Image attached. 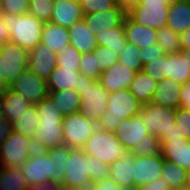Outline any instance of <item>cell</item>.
<instances>
[{"mask_svg": "<svg viewBox=\"0 0 190 190\" xmlns=\"http://www.w3.org/2000/svg\"><path fill=\"white\" fill-rule=\"evenodd\" d=\"M107 101V110L97 121V127L100 130L110 132H114L123 119L137 116L142 106L130 92V89L110 93Z\"/></svg>", "mask_w": 190, "mask_h": 190, "instance_id": "cell-1", "label": "cell"}, {"mask_svg": "<svg viewBox=\"0 0 190 190\" xmlns=\"http://www.w3.org/2000/svg\"><path fill=\"white\" fill-rule=\"evenodd\" d=\"M1 19L9 33V42L30 52L40 41L44 22L30 14H2Z\"/></svg>", "mask_w": 190, "mask_h": 190, "instance_id": "cell-2", "label": "cell"}, {"mask_svg": "<svg viewBox=\"0 0 190 190\" xmlns=\"http://www.w3.org/2000/svg\"><path fill=\"white\" fill-rule=\"evenodd\" d=\"M86 155L98 158L108 165L123 157L128 151L117 140L114 132L96 129L82 149Z\"/></svg>", "mask_w": 190, "mask_h": 190, "instance_id": "cell-3", "label": "cell"}, {"mask_svg": "<svg viewBox=\"0 0 190 190\" xmlns=\"http://www.w3.org/2000/svg\"><path fill=\"white\" fill-rule=\"evenodd\" d=\"M138 115L144 122L147 131L160 139V141L176 127V109L174 108L150 102L141 106Z\"/></svg>", "mask_w": 190, "mask_h": 190, "instance_id": "cell-4", "label": "cell"}, {"mask_svg": "<svg viewBox=\"0 0 190 190\" xmlns=\"http://www.w3.org/2000/svg\"><path fill=\"white\" fill-rule=\"evenodd\" d=\"M21 171L29 186L62 179L55 172L54 158L47 151L39 149L22 165Z\"/></svg>", "mask_w": 190, "mask_h": 190, "instance_id": "cell-5", "label": "cell"}, {"mask_svg": "<svg viewBox=\"0 0 190 190\" xmlns=\"http://www.w3.org/2000/svg\"><path fill=\"white\" fill-rule=\"evenodd\" d=\"M79 93L81 94L79 113L97 122L107 110L110 92L103 88L98 80L86 79Z\"/></svg>", "mask_w": 190, "mask_h": 190, "instance_id": "cell-6", "label": "cell"}, {"mask_svg": "<svg viewBox=\"0 0 190 190\" xmlns=\"http://www.w3.org/2000/svg\"><path fill=\"white\" fill-rule=\"evenodd\" d=\"M35 150L32 139L12 131L0 146V167L21 168Z\"/></svg>", "mask_w": 190, "mask_h": 190, "instance_id": "cell-7", "label": "cell"}, {"mask_svg": "<svg viewBox=\"0 0 190 190\" xmlns=\"http://www.w3.org/2000/svg\"><path fill=\"white\" fill-rule=\"evenodd\" d=\"M64 145L72 149H83L87 139L98 128L97 122L74 112L65 116L62 122Z\"/></svg>", "mask_w": 190, "mask_h": 190, "instance_id": "cell-8", "label": "cell"}, {"mask_svg": "<svg viewBox=\"0 0 190 190\" xmlns=\"http://www.w3.org/2000/svg\"><path fill=\"white\" fill-rule=\"evenodd\" d=\"M67 162L66 172L61 179L62 185L75 189L89 188L90 156L82 149H71Z\"/></svg>", "mask_w": 190, "mask_h": 190, "instance_id": "cell-9", "label": "cell"}, {"mask_svg": "<svg viewBox=\"0 0 190 190\" xmlns=\"http://www.w3.org/2000/svg\"><path fill=\"white\" fill-rule=\"evenodd\" d=\"M160 142L163 159L185 170L190 168V140L184 138L182 130L174 127Z\"/></svg>", "mask_w": 190, "mask_h": 190, "instance_id": "cell-10", "label": "cell"}, {"mask_svg": "<svg viewBox=\"0 0 190 190\" xmlns=\"http://www.w3.org/2000/svg\"><path fill=\"white\" fill-rule=\"evenodd\" d=\"M3 79L10 86L28 68L29 52L12 42L0 46Z\"/></svg>", "mask_w": 190, "mask_h": 190, "instance_id": "cell-11", "label": "cell"}, {"mask_svg": "<svg viewBox=\"0 0 190 190\" xmlns=\"http://www.w3.org/2000/svg\"><path fill=\"white\" fill-rule=\"evenodd\" d=\"M169 6L135 3L127 9V15L138 24L159 30L167 24Z\"/></svg>", "mask_w": 190, "mask_h": 190, "instance_id": "cell-12", "label": "cell"}, {"mask_svg": "<svg viewBox=\"0 0 190 190\" xmlns=\"http://www.w3.org/2000/svg\"><path fill=\"white\" fill-rule=\"evenodd\" d=\"M9 89L23 96L32 105L38 104L49 95L47 81L28 68L9 86Z\"/></svg>", "mask_w": 190, "mask_h": 190, "instance_id": "cell-13", "label": "cell"}, {"mask_svg": "<svg viewBox=\"0 0 190 190\" xmlns=\"http://www.w3.org/2000/svg\"><path fill=\"white\" fill-rule=\"evenodd\" d=\"M63 120H40L32 144L36 149L47 151L64 146Z\"/></svg>", "mask_w": 190, "mask_h": 190, "instance_id": "cell-14", "label": "cell"}, {"mask_svg": "<svg viewBox=\"0 0 190 190\" xmlns=\"http://www.w3.org/2000/svg\"><path fill=\"white\" fill-rule=\"evenodd\" d=\"M56 53L43 42H39L28 56V69L47 80L57 66Z\"/></svg>", "mask_w": 190, "mask_h": 190, "instance_id": "cell-15", "label": "cell"}, {"mask_svg": "<svg viewBox=\"0 0 190 190\" xmlns=\"http://www.w3.org/2000/svg\"><path fill=\"white\" fill-rule=\"evenodd\" d=\"M114 134L117 140L129 152L138 142L141 143L145 140V136L150 133L144 126L141 117L137 115L128 119H123L114 131Z\"/></svg>", "mask_w": 190, "mask_h": 190, "instance_id": "cell-16", "label": "cell"}, {"mask_svg": "<svg viewBox=\"0 0 190 190\" xmlns=\"http://www.w3.org/2000/svg\"><path fill=\"white\" fill-rule=\"evenodd\" d=\"M163 162L161 154L158 156H134V188L157 180L161 176Z\"/></svg>", "mask_w": 190, "mask_h": 190, "instance_id": "cell-17", "label": "cell"}, {"mask_svg": "<svg viewBox=\"0 0 190 190\" xmlns=\"http://www.w3.org/2000/svg\"><path fill=\"white\" fill-rule=\"evenodd\" d=\"M164 78L178 82L180 85L190 81V59L186 51L164 55Z\"/></svg>", "mask_w": 190, "mask_h": 190, "instance_id": "cell-18", "label": "cell"}, {"mask_svg": "<svg viewBox=\"0 0 190 190\" xmlns=\"http://www.w3.org/2000/svg\"><path fill=\"white\" fill-rule=\"evenodd\" d=\"M86 79L80 74L79 69H68L56 66L47 81L48 92L59 90L80 91Z\"/></svg>", "mask_w": 190, "mask_h": 190, "instance_id": "cell-19", "label": "cell"}, {"mask_svg": "<svg viewBox=\"0 0 190 190\" xmlns=\"http://www.w3.org/2000/svg\"><path fill=\"white\" fill-rule=\"evenodd\" d=\"M136 73L116 62L111 68H107L101 73L98 81L103 88L114 93L118 90L129 89Z\"/></svg>", "mask_w": 190, "mask_h": 190, "instance_id": "cell-20", "label": "cell"}, {"mask_svg": "<svg viewBox=\"0 0 190 190\" xmlns=\"http://www.w3.org/2000/svg\"><path fill=\"white\" fill-rule=\"evenodd\" d=\"M126 15L127 9L117 5L115 8L107 11L84 15L83 20L87 27L94 30V32L105 31L123 25Z\"/></svg>", "mask_w": 190, "mask_h": 190, "instance_id": "cell-21", "label": "cell"}, {"mask_svg": "<svg viewBox=\"0 0 190 190\" xmlns=\"http://www.w3.org/2000/svg\"><path fill=\"white\" fill-rule=\"evenodd\" d=\"M83 17L80 2L76 0H54L50 23L69 29Z\"/></svg>", "mask_w": 190, "mask_h": 190, "instance_id": "cell-22", "label": "cell"}, {"mask_svg": "<svg viewBox=\"0 0 190 190\" xmlns=\"http://www.w3.org/2000/svg\"><path fill=\"white\" fill-rule=\"evenodd\" d=\"M123 27L128 43L140 49L157 44V30L134 22L128 15L124 19Z\"/></svg>", "mask_w": 190, "mask_h": 190, "instance_id": "cell-23", "label": "cell"}, {"mask_svg": "<svg viewBox=\"0 0 190 190\" xmlns=\"http://www.w3.org/2000/svg\"><path fill=\"white\" fill-rule=\"evenodd\" d=\"M70 45L80 53H90L98 46L94 30L88 28L85 21L81 19L75 22L69 29Z\"/></svg>", "mask_w": 190, "mask_h": 190, "instance_id": "cell-24", "label": "cell"}, {"mask_svg": "<svg viewBox=\"0 0 190 190\" xmlns=\"http://www.w3.org/2000/svg\"><path fill=\"white\" fill-rule=\"evenodd\" d=\"M181 85L171 79L164 78L158 82L152 97V103L177 109L180 106Z\"/></svg>", "mask_w": 190, "mask_h": 190, "instance_id": "cell-25", "label": "cell"}, {"mask_svg": "<svg viewBox=\"0 0 190 190\" xmlns=\"http://www.w3.org/2000/svg\"><path fill=\"white\" fill-rule=\"evenodd\" d=\"M134 155L127 152L123 157L117 159L110 165V178L119 186L128 190H134Z\"/></svg>", "mask_w": 190, "mask_h": 190, "instance_id": "cell-26", "label": "cell"}, {"mask_svg": "<svg viewBox=\"0 0 190 190\" xmlns=\"http://www.w3.org/2000/svg\"><path fill=\"white\" fill-rule=\"evenodd\" d=\"M166 26L179 35L184 33L190 26V2L173 0L169 6Z\"/></svg>", "mask_w": 190, "mask_h": 190, "instance_id": "cell-27", "label": "cell"}, {"mask_svg": "<svg viewBox=\"0 0 190 190\" xmlns=\"http://www.w3.org/2000/svg\"><path fill=\"white\" fill-rule=\"evenodd\" d=\"M41 42L45 43L56 54L63 51L70 44L69 30L53 23H44Z\"/></svg>", "mask_w": 190, "mask_h": 190, "instance_id": "cell-28", "label": "cell"}, {"mask_svg": "<svg viewBox=\"0 0 190 190\" xmlns=\"http://www.w3.org/2000/svg\"><path fill=\"white\" fill-rule=\"evenodd\" d=\"M158 82L149 77L143 71L137 72L130 85V92L135 96L136 100L141 104L152 102V97Z\"/></svg>", "mask_w": 190, "mask_h": 190, "instance_id": "cell-29", "label": "cell"}, {"mask_svg": "<svg viewBox=\"0 0 190 190\" xmlns=\"http://www.w3.org/2000/svg\"><path fill=\"white\" fill-rule=\"evenodd\" d=\"M32 104L28 102L23 96L8 89L2 97V109L4 111V118L10 122L17 121L25 110Z\"/></svg>", "mask_w": 190, "mask_h": 190, "instance_id": "cell-30", "label": "cell"}, {"mask_svg": "<svg viewBox=\"0 0 190 190\" xmlns=\"http://www.w3.org/2000/svg\"><path fill=\"white\" fill-rule=\"evenodd\" d=\"M97 44L106 46L116 53L124 50L127 43L123 25L105 31H95Z\"/></svg>", "mask_w": 190, "mask_h": 190, "instance_id": "cell-31", "label": "cell"}, {"mask_svg": "<svg viewBox=\"0 0 190 190\" xmlns=\"http://www.w3.org/2000/svg\"><path fill=\"white\" fill-rule=\"evenodd\" d=\"M49 96L55 102L56 107L64 116L79 112L81 105V94L76 90H59L49 92Z\"/></svg>", "mask_w": 190, "mask_h": 190, "instance_id": "cell-32", "label": "cell"}, {"mask_svg": "<svg viewBox=\"0 0 190 190\" xmlns=\"http://www.w3.org/2000/svg\"><path fill=\"white\" fill-rule=\"evenodd\" d=\"M40 125V116L36 109V105H31L25 110L20 118L12 123L13 131L32 139L38 126Z\"/></svg>", "mask_w": 190, "mask_h": 190, "instance_id": "cell-33", "label": "cell"}, {"mask_svg": "<svg viewBox=\"0 0 190 190\" xmlns=\"http://www.w3.org/2000/svg\"><path fill=\"white\" fill-rule=\"evenodd\" d=\"M21 168L0 167V190H28Z\"/></svg>", "mask_w": 190, "mask_h": 190, "instance_id": "cell-34", "label": "cell"}, {"mask_svg": "<svg viewBox=\"0 0 190 190\" xmlns=\"http://www.w3.org/2000/svg\"><path fill=\"white\" fill-rule=\"evenodd\" d=\"M157 44L166 54L178 53L182 50L181 36L165 26L157 30Z\"/></svg>", "mask_w": 190, "mask_h": 190, "instance_id": "cell-35", "label": "cell"}, {"mask_svg": "<svg viewBox=\"0 0 190 190\" xmlns=\"http://www.w3.org/2000/svg\"><path fill=\"white\" fill-rule=\"evenodd\" d=\"M187 170L179 165L164 159L161 176L170 184L171 189L184 186L186 181Z\"/></svg>", "mask_w": 190, "mask_h": 190, "instance_id": "cell-36", "label": "cell"}, {"mask_svg": "<svg viewBox=\"0 0 190 190\" xmlns=\"http://www.w3.org/2000/svg\"><path fill=\"white\" fill-rule=\"evenodd\" d=\"M140 56V48L127 42L124 50L119 53L118 62L132 71L140 72L143 68Z\"/></svg>", "mask_w": 190, "mask_h": 190, "instance_id": "cell-37", "label": "cell"}, {"mask_svg": "<svg viewBox=\"0 0 190 190\" xmlns=\"http://www.w3.org/2000/svg\"><path fill=\"white\" fill-rule=\"evenodd\" d=\"M129 153L134 156H158L161 154L160 139L152 134H148L145 136V140L133 146Z\"/></svg>", "mask_w": 190, "mask_h": 190, "instance_id": "cell-38", "label": "cell"}, {"mask_svg": "<svg viewBox=\"0 0 190 190\" xmlns=\"http://www.w3.org/2000/svg\"><path fill=\"white\" fill-rule=\"evenodd\" d=\"M79 72L85 79L98 80L102 72L98 68L97 55L93 52L83 53L79 63Z\"/></svg>", "mask_w": 190, "mask_h": 190, "instance_id": "cell-39", "label": "cell"}, {"mask_svg": "<svg viewBox=\"0 0 190 190\" xmlns=\"http://www.w3.org/2000/svg\"><path fill=\"white\" fill-rule=\"evenodd\" d=\"M54 0H30L28 14L44 23L50 22Z\"/></svg>", "mask_w": 190, "mask_h": 190, "instance_id": "cell-40", "label": "cell"}, {"mask_svg": "<svg viewBox=\"0 0 190 190\" xmlns=\"http://www.w3.org/2000/svg\"><path fill=\"white\" fill-rule=\"evenodd\" d=\"M81 57L82 53L69 44L64 47L62 52L57 53V66H63L68 69H79Z\"/></svg>", "mask_w": 190, "mask_h": 190, "instance_id": "cell-41", "label": "cell"}, {"mask_svg": "<svg viewBox=\"0 0 190 190\" xmlns=\"http://www.w3.org/2000/svg\"><path fill=\"white\" fill-rule=\"evenodd\" d=\"M36 109L40 116V120H63L65 118L49 95L36 104Z\"/></svg>", "mask_w": 190, "mask_h": 190, "instance_id": "cell-42", "label": "cell"}, {"mask_svg": "<svg viewBox=\"0 0 190 190\" xmlns=\"http://www.w3.org/2000/svg\"><path fill=\"white\" fill-rule=\"evenodd\" d=\"M93 53L97 55L98 68L101 72L105 71L107 68H111L119 59V54L106 46L98 45L93 50Z\"/></svg>", "mask_w": 190, "mask_h": 190, "instance_id": "cell-43", "label": "cell"}, {"mask_svg": "<svg viewBox=\"0 0 190 190\" xmlns=\"http://www.w3.org/2000/svg\"><path fill=\"white\" fill-rule=\"evenodd\" d=\"M72 148L68 146H60L47 150L48 154L54 158L55 172L62 178L66 172L67 160L69 152Z\"/></svg>", "mask_w": 190, "mask_h": 190, "instance_id": "cell-44", "label": "cell"}, {"mask_svg": "<svg viewBox=\"0 0 190 190\" xmlns=\"http://www.w3.org/2000/svg\"><path fill=\"white\" fill-rule=\"evenodd\" d=\"M110 165L90 156V180L91 184L110 178Z\"/></svg>", "mask_w": 190, "mask_h": 190, "instance_id": "cell-45", "label": "cell"}, {"mask_svg": "<svg viewBox=\"0 0 190 190\" xmlns=\"http://www.w3.org/2000/svg\"><path fill=\"white\" fill-rule=\"evenodd\" d=\"M80 3L84 15L107 11L117 6L116 0H83Z\"/></svg>", "mask_w": 190, "mask_h": 190, "instance_id": "cell-46", "label": "cell"}, {"mask_svg": "<svg viewBox=\"0 0 190 190\" xmlns=\"http://www.w3.org/2000/svg\"><path fill=\"white\" fill-rule=\"evenodd\" d=\"M30 0H2L3 14L24 15L28 14Z\"/></svg>", "mask_w": 190, "mask_h": 190, "instance_id": "cell-47", "label": "cell"}, {"mask_svg": "<svg viewBox=\"0 0 190 190\" xmlns=\"http://www.w3.org/2000/svg\"><path fill=\"white\" fill-rule=\"evenodd\" d=\"M164 67V56L154 59L149 63L143 65L142 71L146 73L149 77L157 82H161L164 77L161 74Z\"/></svg>", "mask_w": 190, "mask_h": 190, "instance_id": "cell-48", "label": "cell"}, {"mask_svg": "<svg viewBox=\"0 0 190 190\" xmlns=\"http://www.w3.org/2000/svg\"><path fill=\"white\" fill-rule=\"evenodd\" d=\"M176 126L181 131L185 139L190 140V111L178 107L175 115Z\"/></svg>", "mask_w": 190, "mask_h": 190, "instance_id": "cell-49", "label": "cell"}, {"mask_svg": "<svg viewBox=\"0 0 190 190\" xmlns=\"http://www.w3.org/2000/svg\"><path fill=\"white\" fill-rule=\"evenodd\" d=\"M140 55L142 65H144L154 59H158L159 57L166 55V52L161 48L160 45L155 44L140 49Z\"/></svg>", "mask_w": 190, "mask_h": 190, "instance_id": "cell-50", "label": "cell"}, {"mask_svg": "<svg viewBox=\"0 0 190 190\" xmlns=\"http://www.w3.org/2000/svg\"><path fill=\"white\" fill-rule=\"evenodd\" d=\"M134 190H171L170 184L162 176L157 180H152L144 185L134 188Z\"/></svg>", "mask_w": 190, "mask_h": 190, "instance_id": "cell-51", "label": "cell"}, {"mask_svg": "<svg viewBox=\"0 0 190 190\" xmlns=\"http://www.w3.org/2000/svg\"><path fill=\"white\" fill-rule=\"evenodd\" d=\"M90 190H128L119 186L112 178L101 180L91 184L89 187Z\"/></svg>", "mask_w": 190, "mask_h": 190, "instance_id": "cell-52", "label": "cell"}, {"mask_svg": "<svg viewBox=\"0 0 190 190\" xmlns=\"http://www.w3.org/2000/svg\"><path fill=\"white\" fill-rule=\"evenodd\" d=\"M179 107L190 111V81L181 85Z\"/></svg>", "mask_w": 190, "mask_h": 190, "instance_id": "cell-53", "label": "cell"}, {"mask_svg": "<svg viewBox=\"0 0 190 190\" xmlns=\"http://www.w3.org/2000/svg\"><path fill=\"white\" fill-rule=\"evenodd\" d=\"M28 190H63L61 181H48L45 183L29 186Z\"/></svg>", "mask_w": 190, "mask_h": 190, "instance_id": "cell-54", "label": "cell"}, {"mask_svg": "<svg viewBox=\"0 0 190 190\" xmlns=\"http://www.w3.org/2000/svg\"><path fill=\"white\" fill-rule=\"evenodd\" d=\"M13 131L12 122L6 118H0V146Z\"/></svg>", "mask_w": 190, "mask_h": 190, "instance_id": "cell-55", "label": "cell"}, {"mask_svg": "<svg viewBox=\"0 0 190 190\" xmlns=\"http://www.w3.org/2000/svg\"><path fill=\"white\" fill-rule=\"evenodd\" d=\"M9 39H10V33L6 25L3 23L2 19L0 18V46L9 42Z\"/></svg>", "mask_w": 190, "mask_h": 190, "instance_id": "cell-56", "label": "cell"}, {"mask_svg": "<svg viewBox=\"0 0 190 190\" xmlns=\"http://www.w3.org/2000/svg\"><path fill=\"white\" fill-rule=\"evenodd\" d=\"M8 89H9V86L3 79L2 58H1V52H0V98H2L5 95Z\"/></svg>", "mask_w": 190, "mask_h": 190, "instance_id": "cell-57", "label": "cell"}, {"mask_svg": "<svg viewBox=\"0 0 190 190\" xmlns=\"http://www.w3.org/2000/svg\"><path fill=\"white\" fill-rule=\"evenodd\" d=\"M173 0H139L140 4H162L170 5Z\"/></svg>", "mask_w": 190, "mask_h": 190, "instance_id": "cell-58", "label": "cell"}, {"mask_svg": "<svg viewBox=\"0 0 190 190\" xmlns=\"http://www.w3.org/2000/svg\"><path fill=\"white\" fill-rule=\"evenodd\" d=\"M180 36L182 50L186 51L188 48H190V34H181Z\"/></svg>", "mask_w": 190, "mask_h": 190, "instance_id": "cell-59", "label": "cell"}, {"mask_svg": "<svg viewBox=\"0 0 190 190\" xmlns=\"http://www.w3.org/2000/svg\"><path fill=\"white\" fill-rule=\"evenodd\" d=\"M139 0H116L117 5L128 9L131 5L138 3Z\"/></svg>", "mask_w": 190, "mask_h": 190, "instance_id": "cell-60", "label": "cell"}, {"mask_svg": "<svg viewBox=\"0 0 190 190\" xmlns=\"http://www.w3.org/2000/svg\"><path fill=\"white\" fill-rule=\"evenodd\" d=\"M185 186L190 189V168L187 169V175H186Z\"/></svg>", "mask_w": 190, "mask_h": 190, "instance_id": "cell-61", "label": "cell"}, {"mask_svg": "<svg viewBox=\"0 0 190 190\" xmlns=\"http://www.w3.org/2000/svg\"><path fill=\"white\" fill-rule=\"evenodd\" d=\"M0 118H4V111L2 109V98H0Z\"/></svg>", "mask_w": 190, "mask_h": 190, "instance_id": "cell-62", "label": "cell"}, {"mask_svg": "<svg viewBox=\"0 0 190 190\" xmlns=\"http://www.w3.org/2000/svg\"><path fill=\"white\" fill-rule=\"evenodd\" d=\"M171 190H190V189L184 185V186H179V187H177L175 189H171Z\"/></svg>", "mask_w": 190, "mask_h": 190, "instance_id": "cell-63", "label": "cell"}, {"mask_svg": "<svg viewBox=\"0 0 190 190\" xmlns=\"http://www.w3.org/2000/svg\"><path fill=\"white\" fill-rule=\"evenodd\" d=\"M3 12H2V0H0V18L2 16Z\"/></svg>", "mask_w": 190, "mask_h": 190, "instance_id": "cell-64", "label": "cell"}, {"mask_svg": "<svg viewBox=\"0 0 190 190\" xmlns=\"http://www.w3.org/2000/svg\"><path fill=\"white\" fill-rule=\"evenodd\" d=\"M182 34H190V26H189V28H188L184 33H182Z\"/></svg>", "mask_w": 190, "mask_h": 190, "instance_id": "cell-65", "label": "cell"}, {"mask_svg": "<svg viewBox=\"0 0 190 190\" xmlns=\"http://www.w3.org/2000/svg\"><path fill=\"white\" fill-rule=\"evenodd\" d=\"M186 52L188 53L189 59H190V48H188V49L186 50Z\"/></svg>", "mask_w": 190, "mask_h": 190, "instance_id": "cell-66", "label": "cell"}]
</instances>
